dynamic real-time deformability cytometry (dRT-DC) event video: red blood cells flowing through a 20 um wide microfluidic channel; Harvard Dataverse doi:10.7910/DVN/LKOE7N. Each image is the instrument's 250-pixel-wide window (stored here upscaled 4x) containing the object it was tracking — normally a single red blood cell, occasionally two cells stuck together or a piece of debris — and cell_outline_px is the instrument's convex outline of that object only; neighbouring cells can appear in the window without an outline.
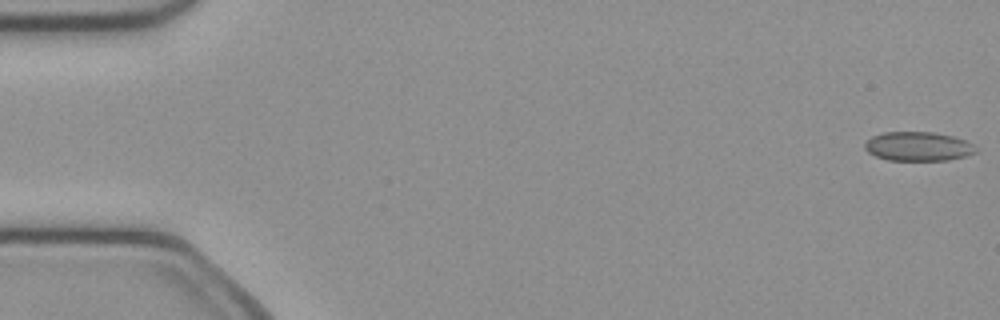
{"species": "common noctule bat (a hibernating species)", "species_latin": "Nyctalus noctula", "temperature_condition": "cold", "stored_images_in_passage": 51, "camera_frame_rate_fps": 3000, "um_per_image_px": 0.085, "animal": {"sex": "female", "body_mass_g": 21.9}, "frame": {"image": 1, "passage_image": 1, "time_ms": 0.0, "image_size_px": [1000, 320], "cell_outline_px": [[976, 152], [964, 156], [948, 160], [888, 160], [876, 156], [868, 152], [864, 148], [864, 144], [872, 136], [884, 132], [936, 132], [952, 136], [964, 140], [972, 144], [976, 148]], "centroid_in_image_um": [78.02, 12.44], "position_along_channel_um": 7.0, "area_um2": 18.73}}
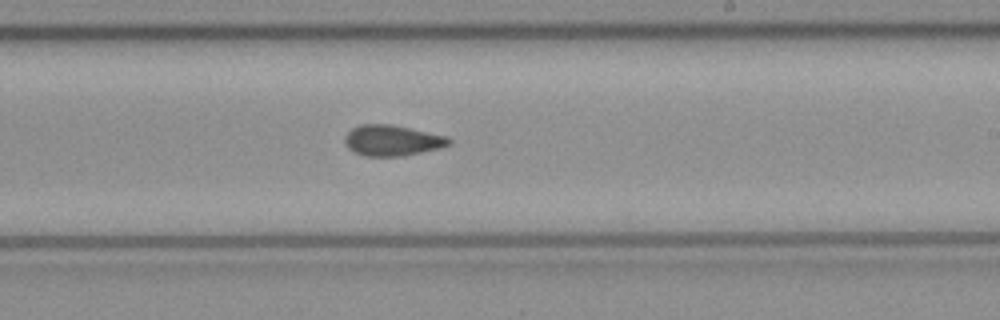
{"frame": {"image": 2, "passage_image": 30, "time_ms": 9.667, "image_size_px": [1000, 320], "cell_outline_px": [[452, 144], [440, 148], [400, 156], [364, 156], [352, 152], [348, 148], [344, 140], [344, 136], [352, 128], [360, 124], [392, 124], [448, 136], [452, 140]], "centroid_in_image_um": [33.33, 11.93], "position_along_channel_um": 255.7, "area_um2": 18.84}}
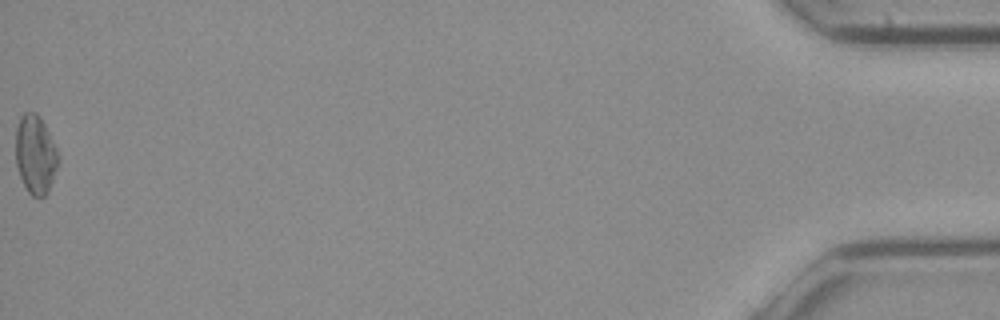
{"frame": {"image": 3, "passage_image": 51, "time_ms": 16.667, "image_size_px": [1000, 320], "cell_outline_px": [[60, 156], [48, 192], [44, 196], [32, 196], [28, 192], [20, 176], [16, 164], [16, 128], [20, 116], [24, 112], [36, 112], [40, 116]], "centroid_in_image_um": [3.0, 13.11], "position_along_channel_um": 432.2, "area_um2": 19.36}, "authors_computed_cell_mechanics": {"area_um2": 18.6116, "velocity_mm_per_s": 4.0425, "shape_relaxation_time_tau1_ms": null, "shape_relaxation_time_tau2_ms": 3.4514, "deformation_change_tau1": null, "deformation_change_tau2": 0.1004}}